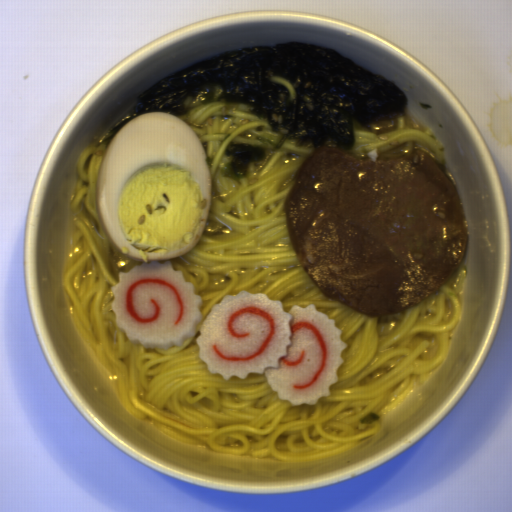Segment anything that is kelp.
<instances>
[{
	"mask_svg": "<svg viewBox=\"0 0 512 512\" xmlns=\"http://www.w3.org/2000/svg\"><path fill=\"white\" fill-rule=\"evenodd\" d=\"M247 103L250 112L280 135L276 148L350 150L354 119L366 126L405 113V93L379 74L332 48L305 42L237 49L172 72L137 95L130 113L95 144L107 148L117 131L144 113L185 116L184 100Z\"/></svg>",
	"mask_w": 512,
	"mask_h": 512,
	"instance_id": "kelp-1",
	"label": "kelp"
},
{
	"mask_svg": "<svg viewBox=\"0 0 512 512\" xmlns=\"http://www.w3.org/2000/svg\"><path fill=\"white\" fill-rule=\"evenodd\" d=\"M224 154L228 161L220 169V174L235 180L246 178L250 165L265 161L267 157V151L264 147L231 141L226 145Z\"/></svg>",
	"mask_w": 512,
	"mask_h": 512,
	"instance_id": "kelp-2",
	"label": "kelp"
}]
</instances>
